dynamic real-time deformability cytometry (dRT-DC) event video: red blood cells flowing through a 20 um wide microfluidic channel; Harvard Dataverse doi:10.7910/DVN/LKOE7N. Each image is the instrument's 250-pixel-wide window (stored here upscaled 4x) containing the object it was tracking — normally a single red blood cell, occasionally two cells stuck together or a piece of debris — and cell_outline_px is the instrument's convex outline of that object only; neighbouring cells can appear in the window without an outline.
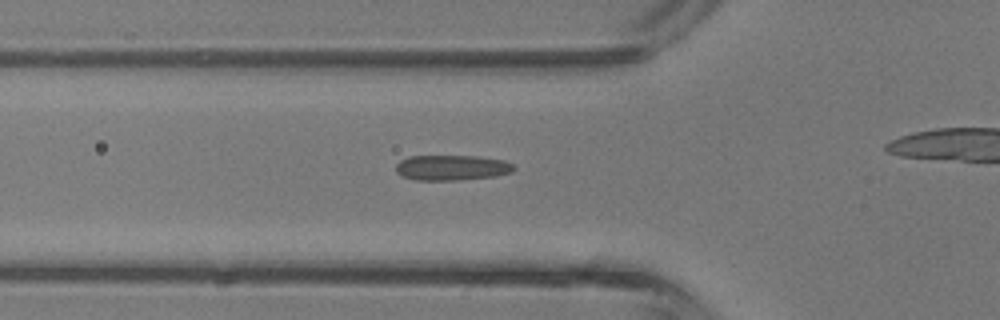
{"species": "common noctule bat (a hibernating species)", "species_latin": "Nyctalus noctula", "temperature_condition": "room temperature", "stored_images_in_passage": 29, "camera_frame_rate_fps": 3000, "um_per_image_px": 0.085, "animal": {"sex": "male", "body_mass_g": 13.3}, "frame": {"image": 1, "passage_image": 9, "time_ms": 2.667, "image_size_px": [1000, 320], "cell_outline_px": [[516, 168], [512, 172], [496, 176], [456, 180], [416, 180], [404, 176], [396, 172], [396, 164], [400, 160], [408, 156], [476, 156], [504, 160], [512, 164]], "centroid_in_image_um": [38.41, 14.25], "position_along_channel_um": 87.4, "area_um2": 17.4}}
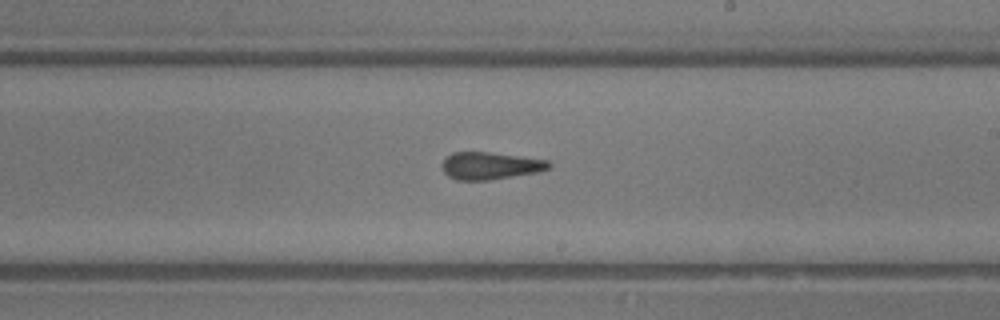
{"frame": {"image": 2, "passage_image": 19, "time_ms": 6.0, "image_size_px": [1000, 320], "cell_outline_px": [[552, 164], [548, 168], [540, 172], [488, 180], [456, 180], [448, 176], [444, 172], [440, 164], [444, 156], [452, 152], [488, 152], [548, 160]], "centroid_in_image_um": [41.62, 14.08], "position_along_channel_um": 247.4, "area_um2": 17.17}}
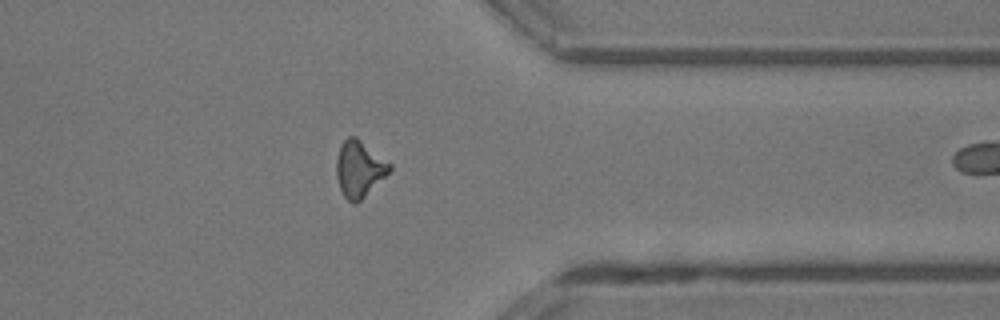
{"frame": {"image": 3, "passage_image": 28, "time_ms": 9.0, "image_size_px": [1000, 320], "cell_outline_px": [[392, 168], [356, 204], [352, 204], [344, 196], [340, 188], [336, 176], [336, 160], [340, 144], [348, 136], [356, 136], [392, 164]], "centroid_in_image_um": [30.51, 14.32], "position_along_channel_um": 380.9, "area_um2": 17.28}}